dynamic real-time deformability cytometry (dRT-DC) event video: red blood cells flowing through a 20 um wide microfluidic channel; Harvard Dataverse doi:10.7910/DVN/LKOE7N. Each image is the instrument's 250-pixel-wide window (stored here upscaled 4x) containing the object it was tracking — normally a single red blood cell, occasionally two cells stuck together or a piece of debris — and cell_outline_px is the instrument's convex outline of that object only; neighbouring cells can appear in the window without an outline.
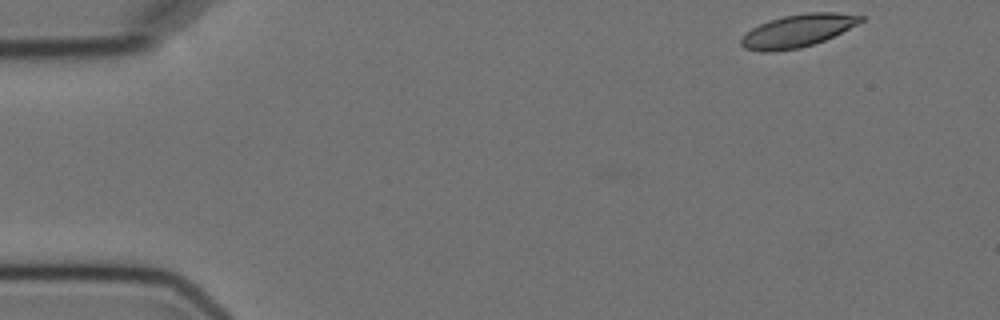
{"species": "Egyptian fruit bat (a non-hibernating species)", "species_latin": "Rousettus aegyptiacus", "temperature_condition": "cold", "stored_images_in_passage": 3, "camera_frame_rate_fps": 3000, "um_per_image_px": 0.085, "animal": {"sex": "female"}, "frame": {"image": 1, "passage_image": 1, "time_ms": 0.0, "image_size_px": [1000, 320], "cell_outline_px": [[864, 20], [824, 40], [800, 48], [776, 52], [760, 52], [744, 48], [740, 44], [740, 40], [752, 28], [760, 24], [784, 16], [808, 12], [836, 12], [864, 16]], "centroid_in_image_um": [67.77, 2.63], "position_along_channel_um": 17.2, "area_um2": 22.48}}